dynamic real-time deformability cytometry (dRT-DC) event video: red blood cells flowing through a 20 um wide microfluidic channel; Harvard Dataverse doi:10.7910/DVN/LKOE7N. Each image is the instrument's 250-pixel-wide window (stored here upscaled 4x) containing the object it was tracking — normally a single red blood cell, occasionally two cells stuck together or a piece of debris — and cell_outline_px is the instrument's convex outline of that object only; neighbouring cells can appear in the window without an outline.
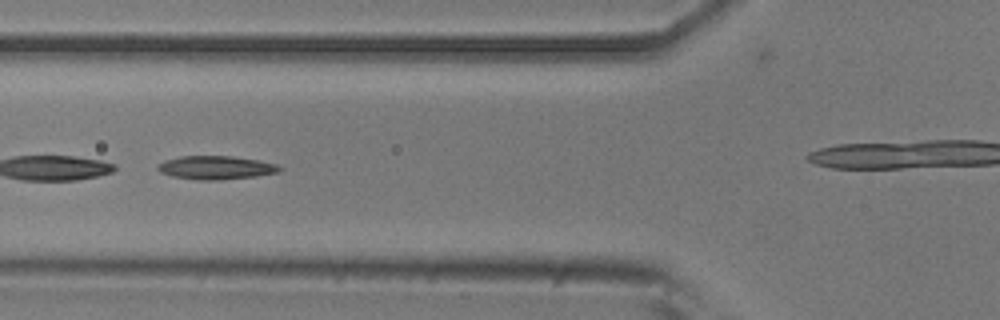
{"species": "common noctule bat (a hibernating species)", "species_latin": "Nyctalus noctula", "temperature_condition": "room temperature", "stored_images_in_passage": 28, "camera_frame_rate_fps": 3000, "um_per_image_px": 0.085, "animal": {"sex": "male", "body_mass_g": 20.5, "forearm_length_mm": 52.5}, "frame": {"image": 1, "passage_image": 5, "time_ms": 1.333, "image_size_px": [1000, 320], "cell_outline_px": [[284, 168], [280, 172], [256, 176], [216, 180], [200, 180], [172, 176], [160, 172], [156, 168], [164, 160], [180, 156], [232, 156], [260, 160], [276, 164]], "centroid_in_image_um": [18.39, 14.24], "position_along_channel_um": 107.4, "area_um2": 16.7}}